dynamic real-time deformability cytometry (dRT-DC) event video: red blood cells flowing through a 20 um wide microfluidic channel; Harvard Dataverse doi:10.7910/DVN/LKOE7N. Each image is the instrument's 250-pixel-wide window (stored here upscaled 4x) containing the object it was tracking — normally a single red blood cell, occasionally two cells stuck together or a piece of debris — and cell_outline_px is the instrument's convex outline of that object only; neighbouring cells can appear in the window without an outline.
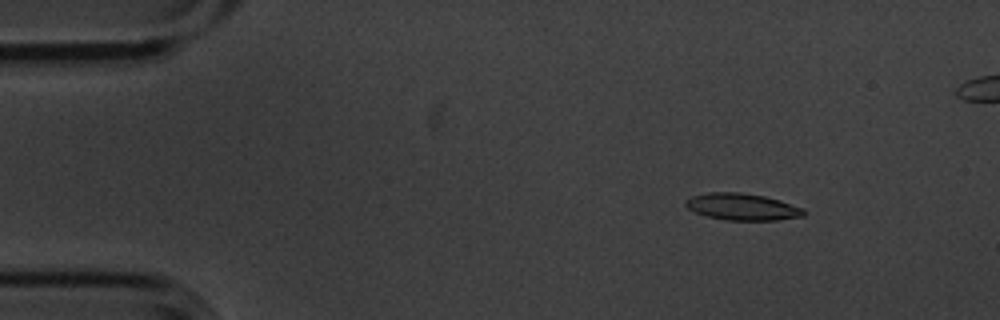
{"species": "common noctule bat (a hibernating species)", "species_latin": "Nyctalus noctula", "temperature_condition": "cold", "stored_images_in_passage": 4, "camera_frame_rate_fps": 3000, "um_per_image_px": 0.085, "animal": {"sex": "male", "body_mass_g": 20.1, "forearm_length_mm": 53.5}, "frame": {"image": 1, "passage_image": 1, "time_ms": 0.0, "image_size_px": [1000, 320], "cell_outline_px": [[808, 212], [804, 216], [776, 220], [724, 220], [708, 216], [696, 212], [688, 208], [684, 204], [692, 196], [708, 192], [740, 192], [764, 196], [780, 200], [804, 208]], "centroid_in_image_um": [63.15, 17.58], "position_along_channel_um": 21.9, "area_um2": 18.44}}